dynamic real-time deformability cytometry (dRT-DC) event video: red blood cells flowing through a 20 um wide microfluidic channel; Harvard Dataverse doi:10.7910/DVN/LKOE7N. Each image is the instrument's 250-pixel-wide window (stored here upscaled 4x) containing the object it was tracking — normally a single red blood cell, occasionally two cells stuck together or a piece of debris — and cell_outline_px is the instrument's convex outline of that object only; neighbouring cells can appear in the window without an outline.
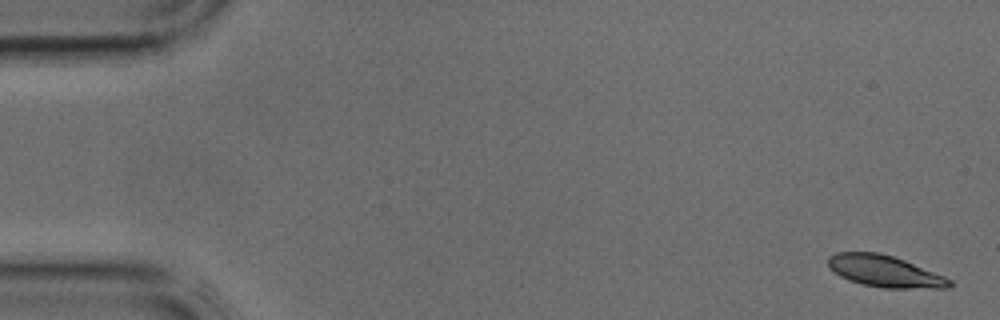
{"species": "common noctule bat (a hibernating species)", "species_latin": "Nyctalus noctula", "temperature_condition": "cold", "stored_images_in_passage": 3, "camera_frame_rate_fps": 3000, "um_per_image_px": 0.085, "animal": {"sex": "male", "body_mass_g": 17.9, "forearm_length_mm": 54.2}, "frame": {"image": 1, "passage_image": 1, "time_ms": 0.0, "image_size_px": [1000, 320], "cell_outline_px": [[952, 284], [948, 288], [884, 288], [864, 284], [848, 280], [840, 276], [828, 268], [828, 256], [836, 252], [876, 252], [892, 256], [904, 260], [944, 276], [952, 280]], "centroid_in_image_um": [75.17, 23.05], "position_along_channel_um": 9.8, "area_um2": 22.25}}